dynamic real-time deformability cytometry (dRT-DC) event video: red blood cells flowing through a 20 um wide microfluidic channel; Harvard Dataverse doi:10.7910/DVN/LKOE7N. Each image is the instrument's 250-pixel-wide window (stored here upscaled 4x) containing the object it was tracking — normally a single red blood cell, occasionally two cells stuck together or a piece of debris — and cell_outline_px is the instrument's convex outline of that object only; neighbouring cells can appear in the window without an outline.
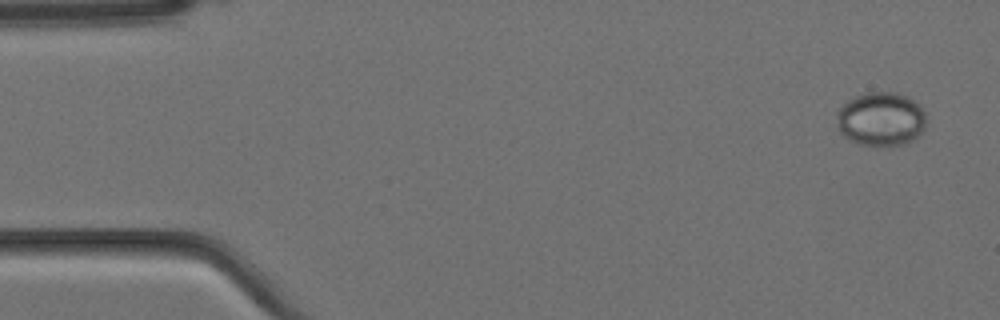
{"species": "Egyptian fruit bat (a non-hibernating species)", "species_latin": "Rousettus aegyptiacus", "temperature_condition": "cold", "stored_images_in_passage": 6, "camera_frame_rate_fps": 3000, "um_per_image_px": 0.085, "animal": {"sex": "female"}, "frame": {"image": 1, "passage_image": 1, "time_ms": 0.0, "image_size_px": [1000, 320], "cell_outline_px": [[924, 128], [920, 136], [904, 144], [892, 148], [888, 148], [860, 144], [848, 140], [836, 128], [836, 112], [848, 100], [856, 96], [868, 92], [896, 92], [908, 96], [920, 104], [924, 112]], "centroid_in_image_um": [74.87, 10.15], "position_along_channel_um": 10.1, "area_um2": 28.84}}